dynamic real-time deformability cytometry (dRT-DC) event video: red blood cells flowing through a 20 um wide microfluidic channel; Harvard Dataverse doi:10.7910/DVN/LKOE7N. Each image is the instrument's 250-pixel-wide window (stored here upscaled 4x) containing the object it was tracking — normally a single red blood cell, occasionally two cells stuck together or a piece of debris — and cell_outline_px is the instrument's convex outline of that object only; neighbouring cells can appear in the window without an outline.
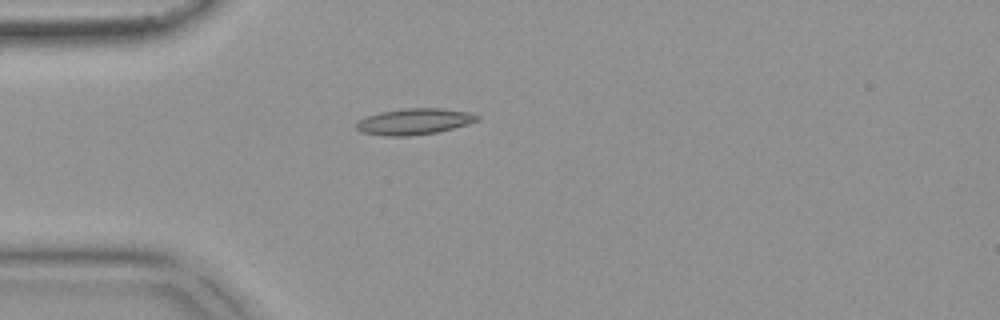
{"species": "common noctule bat (a hibernating species)", "species_latin": "Nyctalus noctula", "temperature_condition": "warm", "stored_images_in_passage": 53, "camera_frame_rate_fps": 3000, "um_per_image_px": 0.085, "animal": {"sex": "female", "body_mass_g": 18.4}, "frame": {"image": 1, "passage_image": 15, "time_ms": 4.667, "image_size_px": [1000, 320], "cell_outline_px": [[480, 120], [468, 124], [436, 132], [408, 136], [388, 136], [360, 132], [356, 128], [356, 124], [360, 120], [368, 116], [380, 112], [404, 108], [440, 108], [472, 112], [480, 116]], "centroid_in_image_um": [35.25, 10.32], "position_along_channel_um": 49.7, "area_um2": 18.38}}
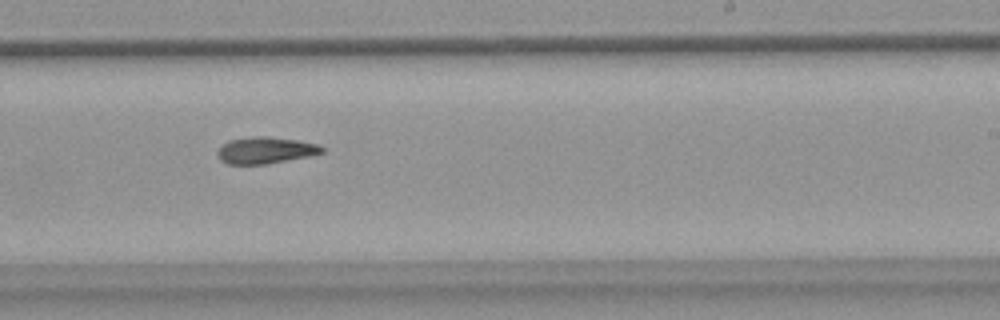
{"frame": {"image": 2, "passage_image": 33, "time_ms": 10.667, "image_size_px": [1000, 320], "cell_outline_px": [[324, 152], [308, 156], [264, 164], [228, 164], [220, 160], [216, 152], [228, 140], [252, 136], [268, 136], [300, 140], [320, 144], [324, 148]], "centroid_in_image_um": [22.58, 12.76], "position_along_channel_um": 266.4, "area_um2": 16.24}}
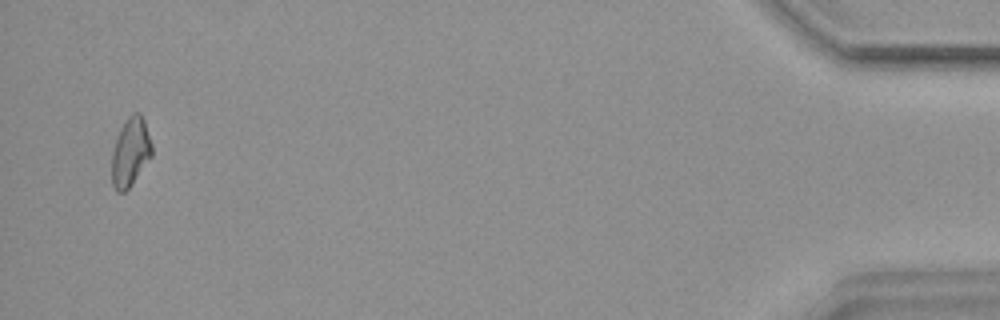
{"frame": {"image": 3, "passage_image": 52, "time_ms": 17.0, "image_size_px": [1000, 320], "cell_outline_px": [[152, 156], [132, 184], [124, 192], [116, 192], [112, 184], [112, 152], [116, 140], [128, 116], [132, 112], [140, 112], [144, 120], [152, 144]], "centroid_in_image_um": [11.1, 12.94], "position_along_channel_um": 424.1, "area_um2": 15.9}}